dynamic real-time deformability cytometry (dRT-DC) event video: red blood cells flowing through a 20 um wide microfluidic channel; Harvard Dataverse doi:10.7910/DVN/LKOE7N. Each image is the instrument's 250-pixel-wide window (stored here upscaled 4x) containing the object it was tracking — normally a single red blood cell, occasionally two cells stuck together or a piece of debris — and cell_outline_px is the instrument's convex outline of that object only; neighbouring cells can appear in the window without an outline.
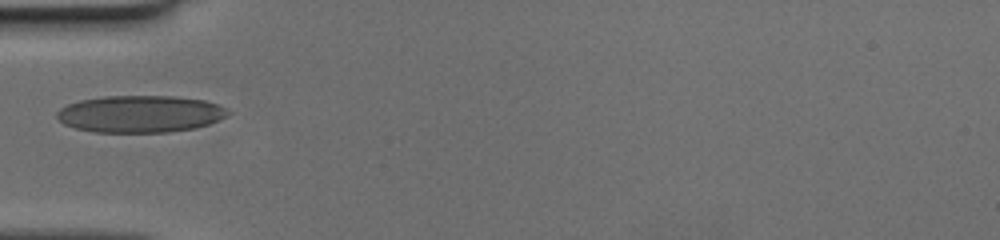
{"species": "human", "species_latin": "Homo sapiens", "temperature_condition": "cold", "stored_images_in_passage": 34, "camera_frame_rate_fps": 3000, "um_per_image_px": 0.085, "donor": {"sex": "female"}, "frame": {"image": 1, "passage_image": 1, "time_ms": 0.0, "image_size_px": [1000, 240], "cell_outline_px": [[232, 112], [208, 124], [196, 128], [168, 132], [92, 132], [76, 128], [64, 124], [56, 116], [56, 112], [60, 108], [68, 104], [80, 100], [104, 96], [172, 96], [204, 100], [228, 108]], "centroid_in_image_um": [11.9, 9.68], "position_along_channel_um": 73.1, "area_um2": 36.88}}
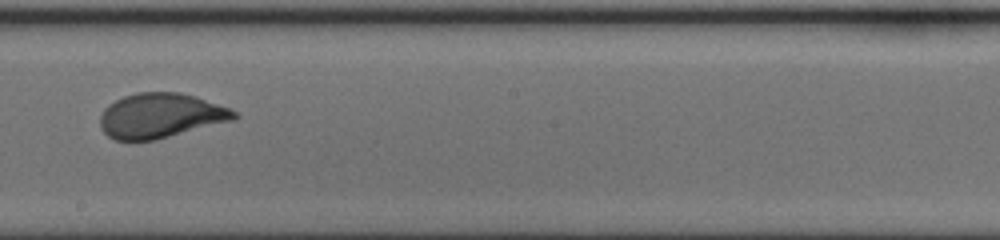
{"frame": {"image": 2, "passage_image": 13, "time_ms": 4.0, "image_size_px": [1000, 240], "cell_outline_px": [[240, 116], [236, 120], [156, 140], [116, 140], [108, 136], [100, 128], [100, 116], [104, 108], [108, 104], [124, 96], [136, 92], [180, 92], [196, 96], [228, 108], [236, 112]], "centroid_in_image_um": [13.66, 9.83], "position_along_channel_um": 234.5, "area_um2": 35.26}}
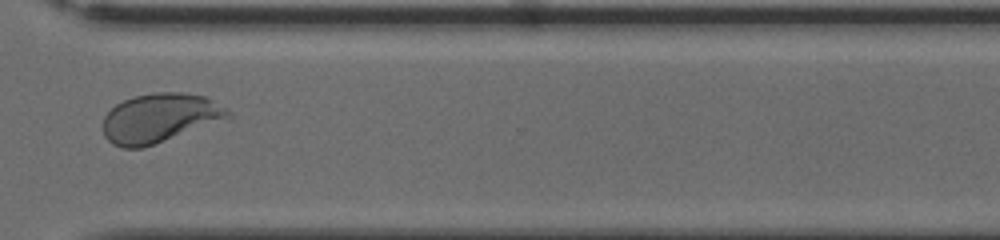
{"frame": {"image": 3, "passage_image": 22, "time_ms": 7.0, "image_size_px": [1000, 240], "cell_outline_px": [[232, 116], [152, 144], [140, 148], [120, 148], [112, 144], [104, 136], [104, 116], [116, 104], [124, 100], [136, 96], [152, 92], [180, 92], [208, 96], [224, 108]], "centroid_in_image_um": [13.52, 10.01], "position_along_channel_um": 357.1, "area_um2": 35.03}}